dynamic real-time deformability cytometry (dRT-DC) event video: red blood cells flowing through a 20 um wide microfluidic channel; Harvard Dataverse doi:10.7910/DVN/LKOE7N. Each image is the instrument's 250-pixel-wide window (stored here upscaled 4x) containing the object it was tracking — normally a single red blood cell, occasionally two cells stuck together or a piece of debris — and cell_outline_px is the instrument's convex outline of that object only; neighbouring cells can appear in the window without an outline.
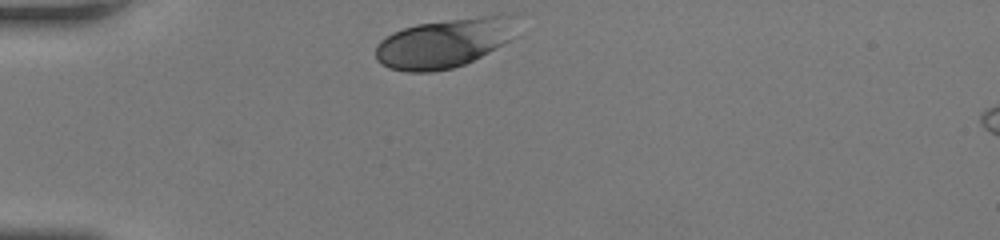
{"species": "human", "species_latin": "Homo sapiens", "temperature_condition": "room temperature", "stored_images_in_passage": 28, "camera_frame_rate_fps": 3000, "um_per_image_px": 0.085, "donor": {"sex": "female"}, "frame": {"image": 1, "passage_image": 1, "time_ms": 0.0, "image_size_px": [1000, 240], "cell_outline_px": [[512, 16], [508, 40], [488, 52], [464, 64], [452, 68], [432, 72], [408, 72], [388, 68], [380, 64], [376, 60], [376, 44], [380, 40], [392, 32], [416, 24], [512, 12]], "centroid_in_image_um": [37.63, 3.67], "position_along_channel_um": 47.4, "area_um2": 39.88}}
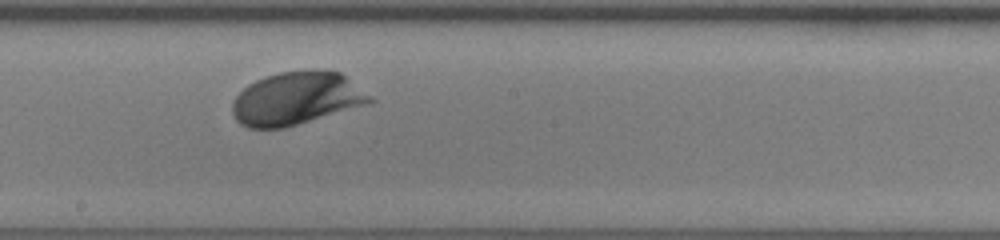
{"frame": {"image": 2, "passage_image": 16, "time_ms": 5.0, "image_size_px": [1000, 240], "cell_outline_px": [[376, 100], [372, 104], [284, 128], [248, 128], [240, 124], [236, 120], [232, 112], [232, 104], [236, 96], [248, 84], [264, 76], [280, 72], [312, 68], [324, 68], [340, 72], [372, 96]], "centroid_in_image_um": [25.25, 8.35], "position_along_channel_um": 222.9, "area_um2": 43.23}}
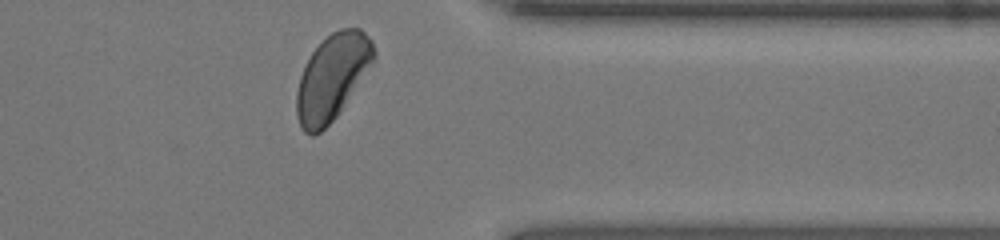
{"frame": {"image": 3, "passage_image": 28, "time_ms": 9.0, "image_size_px": [1000, 240], "cell_outline_px": [[376, 56], [340, 112], [320, 132], [312, 136], [304, 132], [300, 128], [296, 116], [296, 92], [300, 76], [312, 52], [332, 32], [340, 28], [360, 28], [372, 40], [376, 52]], "centroid_in_image_um": [28.22, 6.58], "position_along_channel_um": 383.2, "area_um2": 38.15}, "authors_computed_cell_mechanics": {"area_um2": 40.171, "velocity_mm_per_s": 4.1215, "shape_relaxation_time_tau1_ms": 1.4381, "shape_relaxation_time_tau2_ms": null, "deformation_change_tau1": 0.1124, "deformation_change_tau2": null}}